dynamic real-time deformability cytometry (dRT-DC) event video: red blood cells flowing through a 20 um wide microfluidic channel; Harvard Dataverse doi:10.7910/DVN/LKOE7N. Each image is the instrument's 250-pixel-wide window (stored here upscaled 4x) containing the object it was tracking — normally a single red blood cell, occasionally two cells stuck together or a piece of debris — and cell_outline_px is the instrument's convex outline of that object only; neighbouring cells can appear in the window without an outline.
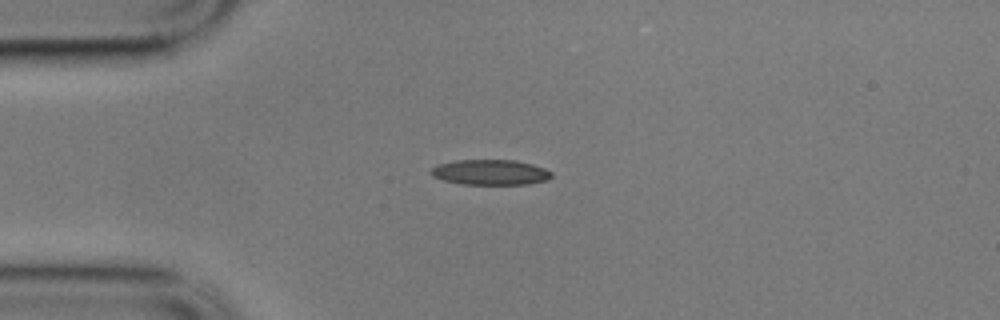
{"species": "common noctule bat (a hibernating species)", "species_latin": "Nyctalus noctula", "temperature_condition": "cold", "stored_images_in_passage": 1, "camera_frame_rate_fps": 3000, "um_per_image_px": 0.085, "animal": {"sex": "male", "body_mass_g": 17.9}, "frame": {"image": 1, "passage_image": 1, "time_ms": 0.0, "image_size_px": [1000, 320], "cell_outline_px": [[552, 176], [548, 180], [528, 184], [460, 184], [444, 180], [432, 176], [432, 168], [436, 164], [456, 160], [516, 160], [532, 164], [544, 168], [552, 172]], "centroid_in_image_um": [41.69, 14.64], "position_along_channel_um": 43.3, "area_um2": 17.8}}